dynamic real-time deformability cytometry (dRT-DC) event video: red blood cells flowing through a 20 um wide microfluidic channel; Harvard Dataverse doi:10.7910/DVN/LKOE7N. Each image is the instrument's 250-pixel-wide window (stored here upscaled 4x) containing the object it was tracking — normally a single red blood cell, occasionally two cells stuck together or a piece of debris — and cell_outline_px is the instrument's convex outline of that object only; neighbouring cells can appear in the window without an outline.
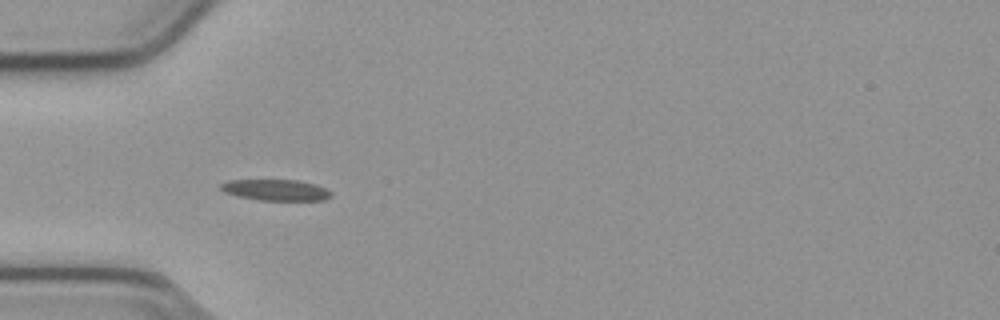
{"species": "common noctule bat (a hibernating species)", "species_latin": "Nyctalus noctula", "temperature_condition": "cold", "stored_images_in_passage": 42, "camera_frame_rate_fps": 3000, "um_per_image_px": 0.085, "animal": {"sex": "male", "body_mass_g": 23.1, "forearm_length_mm": 52.7}, "frame": {"image": 1, "passage_image": 5, "time_ms": 1.333, "image_size_px": [1000, 320], "cell_outline_px": [[332, 196], [324, 200], [256, 200], [224, 192], [220, 188], [220, 184], [228, 180], [296, 180], [316, 184], [332, 192]], "centroid_in_image_um": [23.45, 16.15], "position_along_channel_um": 61.5, "area_um2": 13.53}}
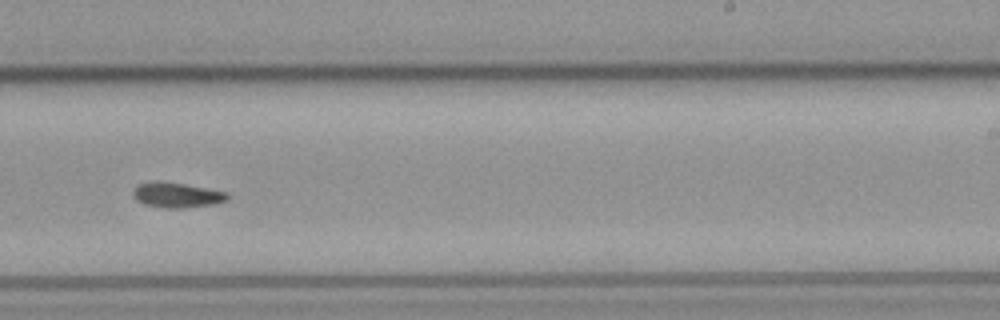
{"frame": {"image": 2, "passage_image": 22, "time_ms": 7.0, "image_size_px": [1000, 320], "cell_outline_px": [[228, 200], [216, 204], [184, 208], [164, 208], [144, 204], [136, 200], [132, 196], [132, 188], [136, 184], [184, 184], [228, 192]], "centroid_in_image_um": [15.06, 16.63], "position_along_channel_um": 273.9, "area_um2": 13.41}}
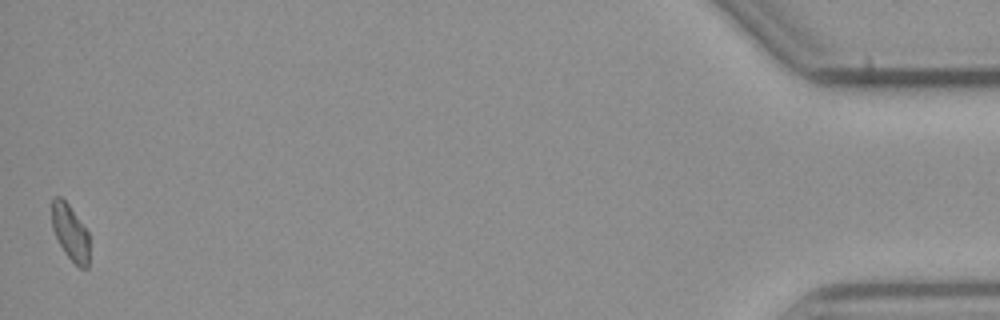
{"frame": {"image": 3, "passage_image": 42, "time_ms": 13.667, "image_size_px": [1000, 320], "cell_outline_px": [[88, 268], [80, 268], [64, 252], [52, 228], [52, 200], [56, 196], [60, 196], [68, 204], [88, 232]], "centroid_in_image_um": [5.96, 19.75], "position_along_channel_um": 429.2, "area_um2": 11.91}}